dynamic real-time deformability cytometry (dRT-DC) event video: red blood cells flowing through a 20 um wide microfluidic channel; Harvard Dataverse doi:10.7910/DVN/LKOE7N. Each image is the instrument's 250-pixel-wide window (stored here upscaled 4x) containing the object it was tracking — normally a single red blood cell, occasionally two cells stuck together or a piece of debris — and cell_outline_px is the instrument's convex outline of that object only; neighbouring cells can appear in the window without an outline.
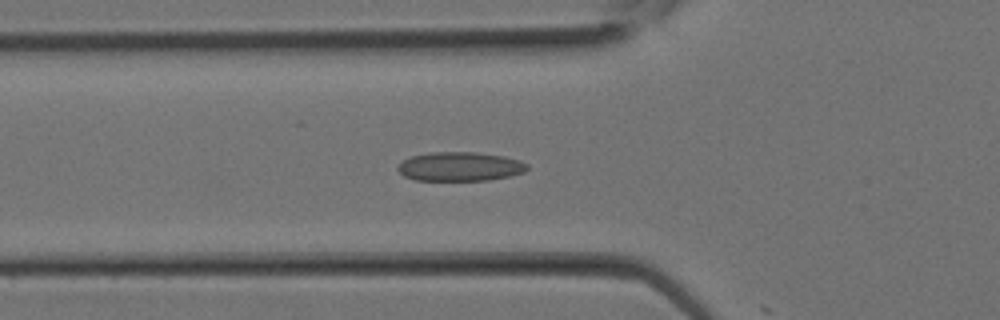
{"species": "Egyptian fruit bat (a non-hibernating species)", "species_latin": "Rousettus aegyptiacus", "temperature_condition": "room temperature", "stored_images_in_passage": 18, "camera_frame_rate_fps": 3000, "um_per_image_px": 0.085, "animal": {"sex": "female"}, "frame": {"image": 1, "passage_image": 9, "time_ms": 2.667, "image_size_px": [1000, 320], "cell_outline_px": [[528, 168], [524, 172], [508, 176], [488, 180], [416, 180], [404, 176], [396, 168], [404, 160], [412, 156], [428, 152], [476, 152], [504, 156], [520, 160], [528, 164]], "centroid_in_image_um": [39.11, 14.15], "position_along_channel_um": 86.7, "area_um2": 21.85}}
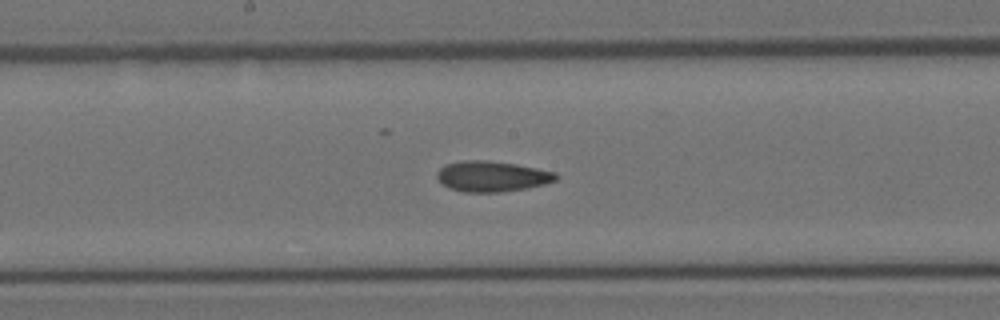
{"frame": {"image": 2, "passage_image": 14, "time_ms": 4.333, "image_size_px": [1000, 320], "cell_outline_px": [[560, 176], [556, 180], [544, 184], [528, 188], [500, 192], [464, 192], [448, 188], [436, 176], [436, 172], [444, 164], [464, 160], [488, 160], [516, 164], [556, 172]], "centroid_in_image_um": [41.82, 14.98], "position_along_channel_um": 206.4, "area_um2": 21.33}}
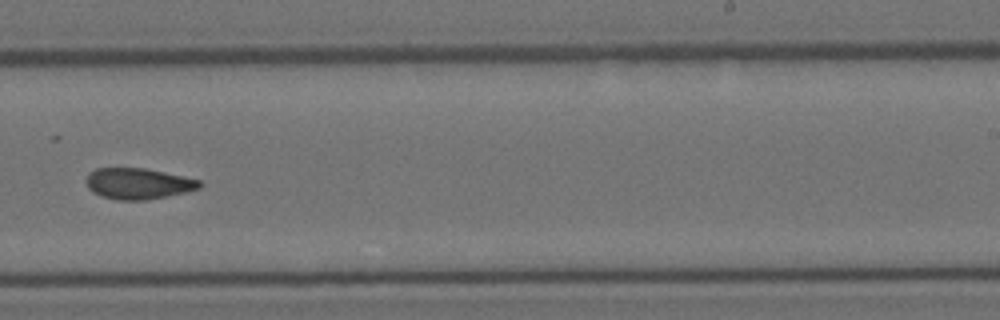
{"frame": {"image": 3, "passage_image": 17, "time_ms": 5.333, "image_size_px": [1000, 320], "cell_outline_px": [[204, 184], [200, 188], [184, 192], [144, 200], [116, 200], [100, 196], [92, 192], [88, 188], [84, 180], [88, 172], [96, 168], [144, 168], [200, 180]], "centroid_in_image_um": [11.67, 15.6], "position_along_channel_um": 277.3, "area_um2": 20.52}}